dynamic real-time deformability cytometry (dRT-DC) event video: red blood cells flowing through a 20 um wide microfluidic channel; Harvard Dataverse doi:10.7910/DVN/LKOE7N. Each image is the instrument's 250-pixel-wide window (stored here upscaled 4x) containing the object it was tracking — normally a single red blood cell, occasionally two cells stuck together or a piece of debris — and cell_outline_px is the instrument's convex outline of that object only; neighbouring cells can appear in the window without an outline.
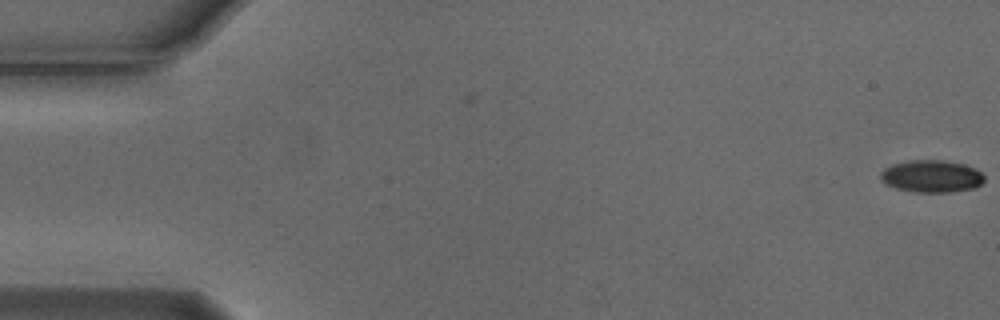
{"species": "Egyptian fruit bat (a non-hibernating species)", "species_latin": "Rousettus aegyptiacus", "temperature_condition": "cold", "stored_images_in_passage": 5, "camera_frame_rate_fps": 3000, "um_per_image_px": 0.085, "animal": {"sex": "male"}, "frame": {"image": 1, "passage_image": 5, "time_ms": 1.333, "image_size_px": [1000, 320], "cell_outline_px": [[984, 180], [976, 188], [952, 192], [916, 192], [896, 188], [884, 184], [880, 180], [880, 172], [884, 168], [892, 164], [908, 160], [944, 160], [964, 164], [976, 168], [984, 176]], "centroid_in_image_um": [79.16, 14.98], "position_along_channel_um": 5.8, "area_um2": 19.77}}